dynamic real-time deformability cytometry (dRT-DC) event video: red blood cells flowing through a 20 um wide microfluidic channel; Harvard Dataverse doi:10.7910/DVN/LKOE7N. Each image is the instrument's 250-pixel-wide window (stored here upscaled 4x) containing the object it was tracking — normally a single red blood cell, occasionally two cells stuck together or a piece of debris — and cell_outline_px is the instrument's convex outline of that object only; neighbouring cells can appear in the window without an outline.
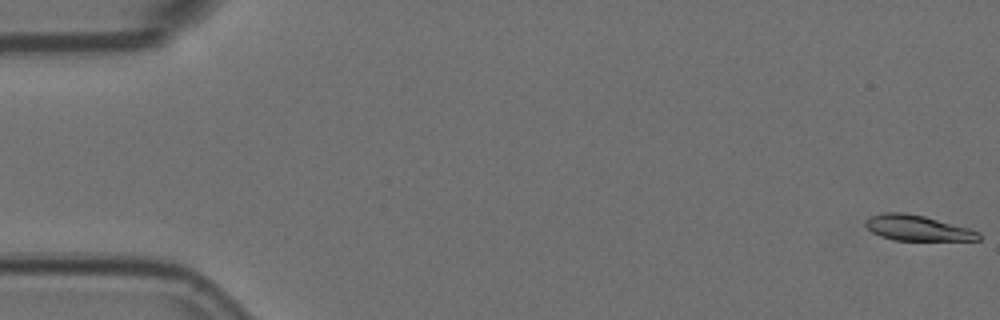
{"species": "Egyptian fruit bat (a non-hibernating species)", "species_latin": "Rousettus aegyptiacus", "temperature_condition": "room temperature", "stored_images_in_passage": 9, "camera_frame_rate_fps": 3000, "um_per_image_px": 0.085, "animal": {"sex": "female"}, "frame": {"image": 1, "passage_image": 1, "time_ms": 0.0, "image_size_px": [1000, 320], "cell_outline_px": [[980, 240], [892, 240], [880, 236], [872, 232], [864, 224], [864, 220], [880, 212], [904, 212], [924, 216], [972, 228], [980, 232]], "centroid_in_image_um": [77.98, 19.37], "position_along_channel_um": 7.0, "area_um2": 16.99}}
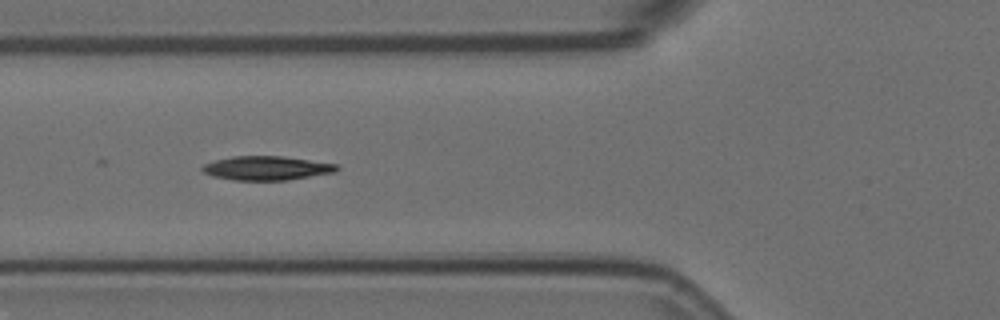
{"frame": {"image": 2, "passage_image": 7, "time_ms": 2.0, "image_size_px": [1000, 320], "cell_outline_px": [[340, 168], [332, 172], [288, 180], [232, 180], [212, 176], [204, 172], [200, 168], [204, 164], [216, 160], [232, 156], [280, 156], [336, 164]], "centroid_in_image_um": [22.6, 14.29], "position_along_channel_um": 103.2, "area_um2": 18.55}}
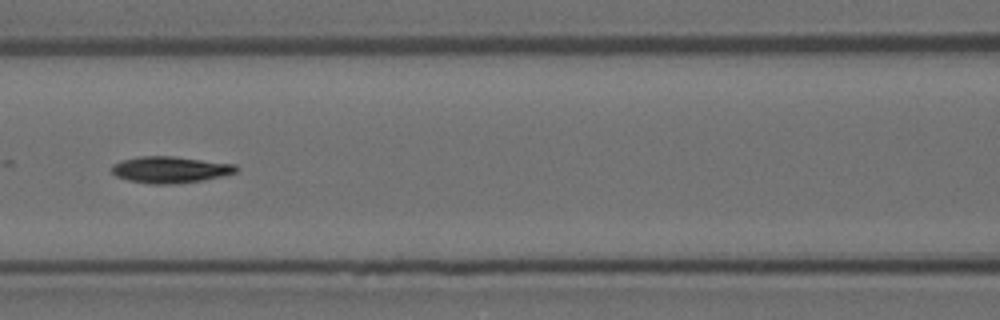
{"frame": {"image": 3, "passage_image": 8, "time_ms": 2.333, "image_size_px": [1000, 320], "cell_outline_px": [[240, 168], [236, 172], [220, 176], [200, 180], [172, 184], [148, 184], [128, 180], [116, 176], [112, 172], [112, 164], [136, 156], [172, 156], [236, 164]], "centroid_in_image_um": [14.45, 14.41], "position_along_channel_um": 152.1, "area_um2": 19.13}}